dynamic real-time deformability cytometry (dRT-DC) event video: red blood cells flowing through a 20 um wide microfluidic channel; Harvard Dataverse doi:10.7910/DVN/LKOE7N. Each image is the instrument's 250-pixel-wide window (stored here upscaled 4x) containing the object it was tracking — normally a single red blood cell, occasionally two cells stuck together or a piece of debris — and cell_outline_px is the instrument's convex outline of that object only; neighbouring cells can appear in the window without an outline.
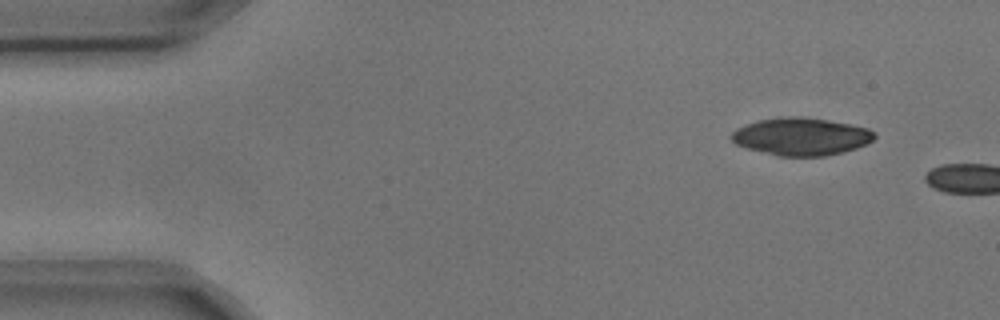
{"species": "common noctule bat (a hibernating species)", "species_latin": "Nyctalus noctula", "temperature_condition": "cold", "stored_images_in_passage": 2, "camera_frame_rate_fps": 3000, "um_per_image_px": 0.085, "animal": {"sex": "male", "body_mass_g": 17.9, "forearm_length_mm": 54.2}, "frame": {"image": 1, "passage_image": 1, "time_ms": 0.0, "image_size_px": [1000, 320], "cell_outline_px": [[876, 136], [868, 144], [844, 152], [824, 156], [776, 156], [748, 148], [736, 144], [732, 140], [732, 132], [736, 128], [760, 120], [788, 116], [800, 116], [828, 120], [852, 124], [868, 128], [876, 132]], "centroid_in_image_um": [68.15, 11.61], "position_along_channel_um": 16.8, "area_um2": 31.33}}